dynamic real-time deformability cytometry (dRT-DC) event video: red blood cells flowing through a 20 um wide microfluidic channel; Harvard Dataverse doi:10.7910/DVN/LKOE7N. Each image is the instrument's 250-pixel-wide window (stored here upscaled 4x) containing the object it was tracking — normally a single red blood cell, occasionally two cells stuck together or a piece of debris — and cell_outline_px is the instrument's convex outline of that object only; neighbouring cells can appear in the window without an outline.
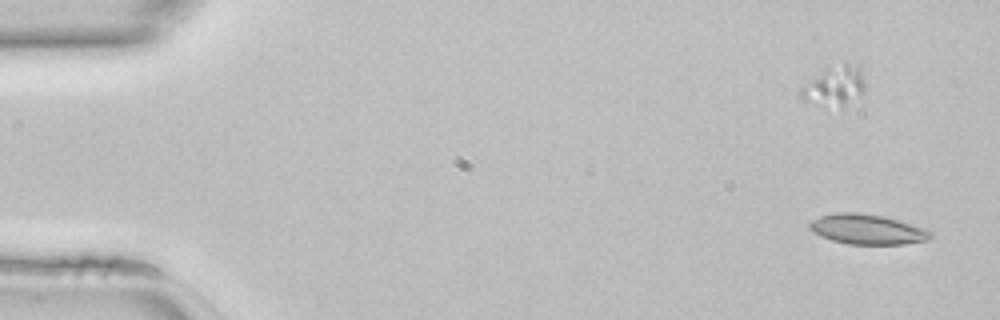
{"species": "common noctule bat (a hibernating species)", "species_latin": "Nyctalus noctula", "temperature_condition": "room temperature", "stored_images_in_passage": 44, "camera_frame_rate_fps": 3000, "um_per_image_px": 0.085, "animal": {"sex": "female", "body_mass_g": 22.7, "forearm_length_mm": 54.2}, "frame": {"image": 1, "passage_image": 1, "time_ms": 0.0, "image_size_px": [1000, 320], "cell_outline_px": [[932, 236], [928, 240], [904, 244], [848, 244], [832, 240], [820, 236], [812, 232], [808, 228], [808, 224], [812, 220], [820, 216], [836, 212], [856, 212], [884, 216], [924, 228], [932, 232]], "centroid_in_image_um": [73.68, 19.49], "position_along_channel_um": 11.3, "area_um2": 21.21}}
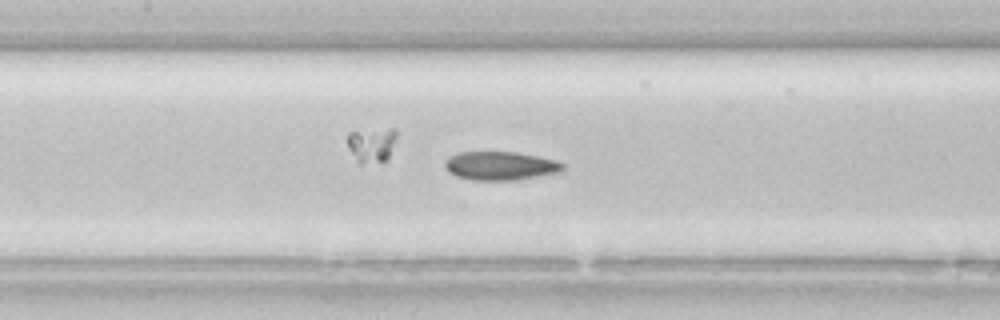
{"frame": {"image": 2, "passage_image": 20, "time_ms": 6.333, "image_size_px": [1000, 320], "cell_outline_px": [[564, 168], [560, 172], [516, 180], [472, 180], [456, 176], [448, 172], [444, 164], [444, 160], [448, 156], [456, 152], [516, 152], [556, 160], [564, 164]], "centroid_in_image_um": [42.49, 14.09], "position_along_channel_um": 164.9, "area_um2": 19.77}}
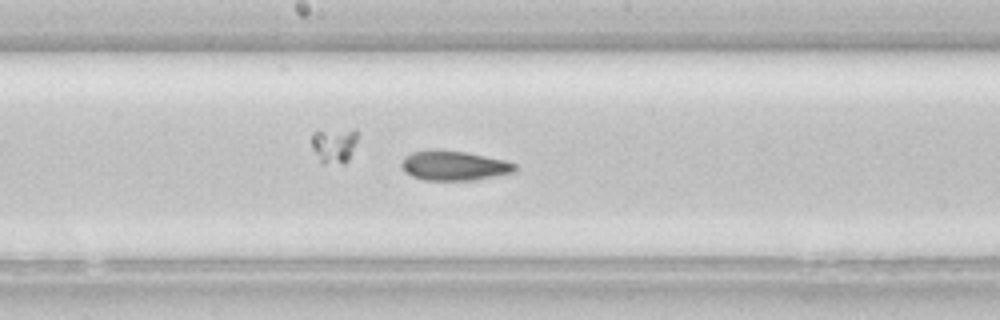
{"frame": {"image": 3, "passage_image": 23, "time_ms": 7.333, "image_size_px": [1000, 320], "cell_outline_px": [[516, 168], [512, 172], [472, 180], [424, 180], [412, 176], [400, 164], [404, 156], [412, 152], [468, 152], [504, 160], [516, 164]], "centroid_in_image_um": [38.6, 14.1], "position_along_channel_um": 209.6, "area_um2": 18.73}}